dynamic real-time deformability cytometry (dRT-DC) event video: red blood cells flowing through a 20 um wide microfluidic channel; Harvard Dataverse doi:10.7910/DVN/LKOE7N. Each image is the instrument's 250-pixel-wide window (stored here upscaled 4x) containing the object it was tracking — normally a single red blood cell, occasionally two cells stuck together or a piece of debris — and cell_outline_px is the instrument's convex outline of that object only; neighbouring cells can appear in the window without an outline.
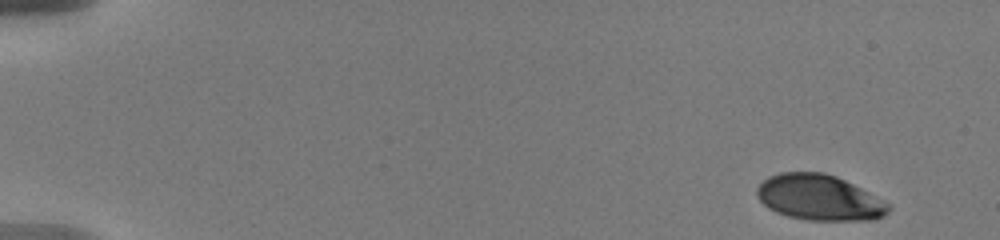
{"species": "human", "species_latin": "Homo sapiens", "temperature_condition": "warm", "stored_images_in_passage": 7, "camera_frame_rate_fps": 3000, "um_per_image_px": 0.085, "donor": {"sex": "male"}, "frame": {"image": 1, "passage_image": 1, "time_ms": 0.0, "image_size_px": [1000, 240], "cell_outline_px": [[892, 208], [884, 216], [872, 220], [808, 220], [788, 216], [776, 212], [768, 208], [756, 196], [756, 188], [768, 176], [780, 172], [824, 172], [836, 176], [892, 204]], "centroid_in_image_um": [69.65, 16.79], "position_along_channel_um": 15.4, "area_um2": 35.08}}
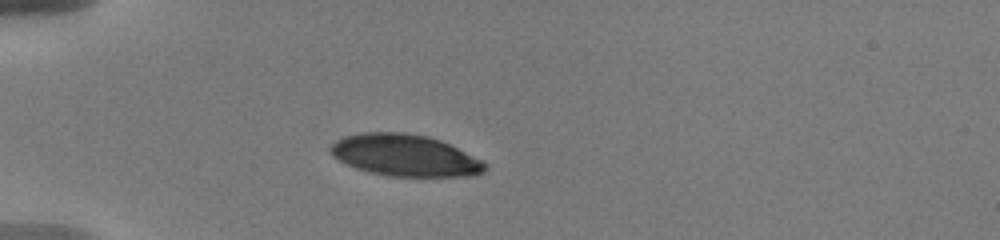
{"frame": {"image": 2, "passage_image": 5, "time_ms": 4.333, "image_size_px": [1000, 240], "cell_outline_px": [[488, 168], [484, 172], [476, 176], [388, 176], [368, 172], [356, 168], [332, 156], [328, 148], [336, 140], [344, 136], [364, 132], [404, 132], [428, 136], [440, 140], [484, 160], [488, 164]], "centroid_in_image_um": [34.46, 13.21], "position_along_channel_um": 50.5, "area_um2": 37.86}}
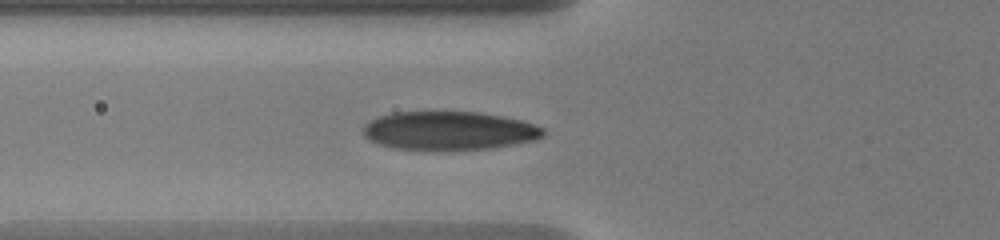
{"frame": {"image": 3, "passage_image": 7, "time_ms": 6.0, "image_size_px": [1000, 240], "cell_outline_px": [[544, 136], [536, 140], [492, 148], [448, 152], [396, 148], [380, 144], [368, 140], [364, 136], [364, 124], [380, 116], [392, 112], [480, 112], [504, 116], [520, 120], [544, 128]], "centroid_in_image_um": [38.19, 11.13], "position_along_channel_um": 87.6, "area_um2": 41.1}}